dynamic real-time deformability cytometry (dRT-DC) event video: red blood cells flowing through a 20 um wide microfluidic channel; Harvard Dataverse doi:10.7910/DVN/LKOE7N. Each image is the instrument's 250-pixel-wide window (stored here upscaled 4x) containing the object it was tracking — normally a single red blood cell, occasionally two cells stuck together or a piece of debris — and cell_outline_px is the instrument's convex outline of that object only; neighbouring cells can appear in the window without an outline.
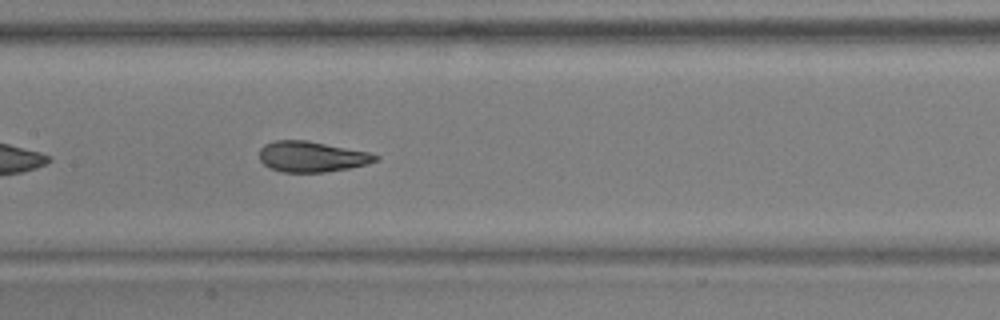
{"species": "common noctule bat (a hibernating species)", "species_latin": "Nyctalus noctula", "temperature_condition": "warm", "stored_images_in_passage": 38, "camera_frame_rate_fps": 3000, "um_per_image_px": 0.085, "animal": {"sex": "male", "body_mass_g": 17.9, "forearm_length_mm": 54.2}, "frame": {"image": 1, "passage_image": 12, "time_ms": 3.667, "image_size_px": [1000, 320], "cell_outline_px": [[380, 156], [376, 160], [368, 164], [348, 168], [324, 172], [284, 172], [268, 168], [260, 160], [260, 148], [264, 144], [276, 140], [308, 140], [368, 152]], "centroid_in_image_um": [26.47, 13.31], "position_along_channel_um": 180.9, "area_um2": 20.69}}
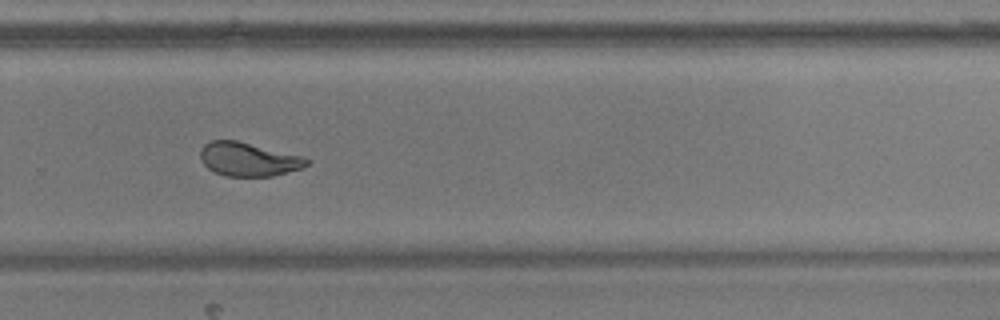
{"frame": {"image": 2, "passage_image": 22, "time_ms": 7.0, "image_size_px": [1000, 320], "cell_outline_px": [[308, 164], [304, 168], [272, 176], [224, 176], [208, 168], [200, 160], [200, 152], [204, 144], [212, 140], [236, 140], [300, 156], [308, 160]], "centroid_in_image_um": [21.08, 13.55], "position_along_channel_um": 308.7, "area_um2": 20.63}, "authors_computed_cell_mechanics": {"area_um2": 21.5883, "velocity_mm_per_s": 3.8492, "shape_relaxation_time_tau1_ms": 3.6253, "shape_relaxation_time_tau2_ms": 0.8779, "deformation_change_tau1": 0.1564, "deformation_change_tau2": 0.0643}}